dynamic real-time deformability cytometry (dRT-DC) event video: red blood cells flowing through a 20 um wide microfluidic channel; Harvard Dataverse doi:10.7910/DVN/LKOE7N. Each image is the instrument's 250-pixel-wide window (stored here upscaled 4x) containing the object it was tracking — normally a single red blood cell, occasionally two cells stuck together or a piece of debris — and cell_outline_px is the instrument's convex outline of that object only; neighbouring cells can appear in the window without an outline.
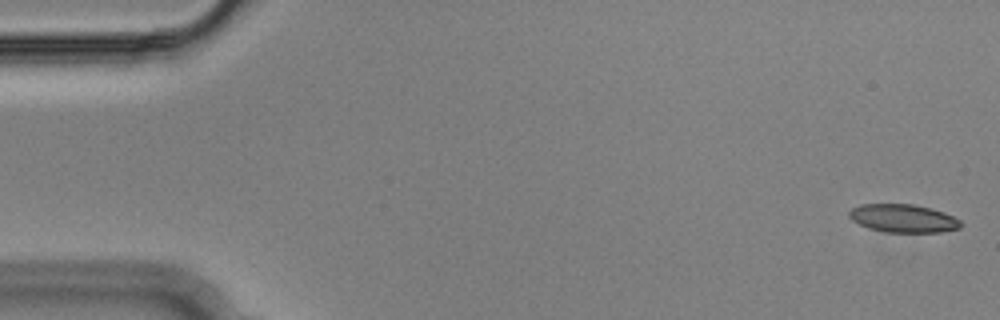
{"species": "Egyptian fruit bat (a non-hibernating species)", "species_latin": "Rousettus aegyptiacus", "temperature_condition": "cold", "stored_images_in_passage": 56, "camera_frame_rate_fps": 3000, "um_per_image_px": 0.085, "animal": {"sex": "male"}, "frame": {"image": 1, "passage_image": 2, "time_ms": 0.333, "image_size_px": [1000, 320], "cell_outline_px": [[960, 228], [940, 232], [884, 232], [868, 228], [852, 220], [848, 216], [848, 212], [852, 208], [860, 204], [916, 204], [932, 208], [944, 212], [960, 220]], "centroid_in_image_um": [76.75, 18.55], "position_along_channel_um": 8.2, "area_um2": 18.38}}
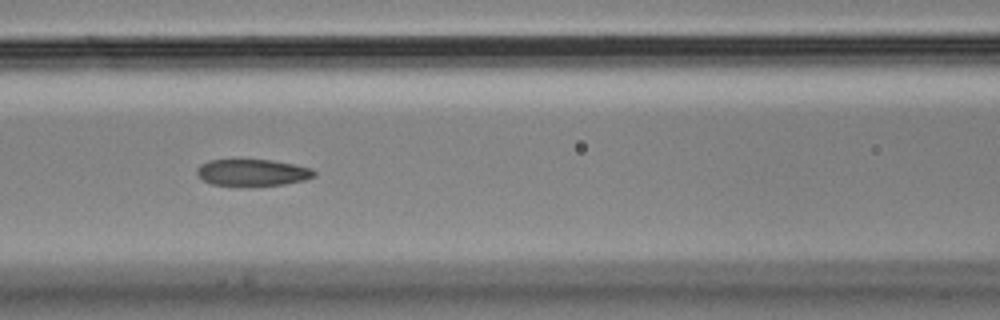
{"frame": {"image": 2, "passage_image": 24, "time_ms": 7.667, "image_size_px": [1000, 320], "cell_outline_px": [[316, 176], [304, 180], [284, 184], [240, 188], [212, 184], [204, 180], [196, 172], [196, 168], [200, 164], [208, 160], [272, 160], [312, 168], [316, 172]], "centroid_in_image_um": [21.44, 14.7], "position_along_channel_um": 145.2, "area_um2": 18.73}}
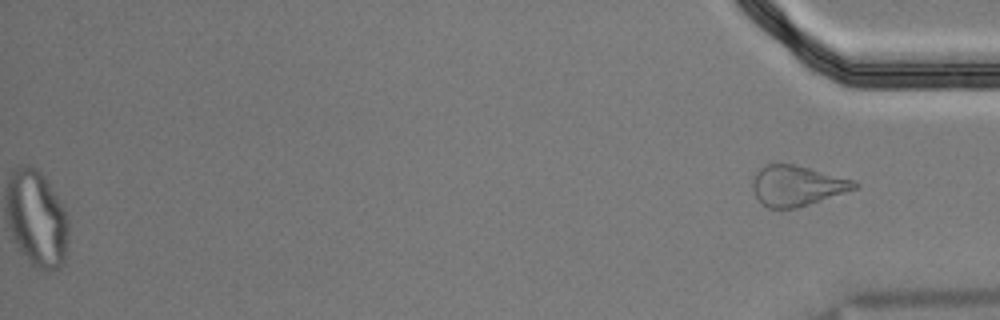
{"frame": {"image": 3, "passage_image": 56, "time_ms": 18.333, "image_size_px": [1000, 320], "cell_outline_px": [[860, 184], [856, 188], [796, 208], [768, 208], [756, 196], [752, 188], [752, 180], [760, 168], [768, 164], [792, 164], [856, 180]], "centroid_in_image_um": [67.74, 15.78], "position_along_channel_um": 367.5, "area_um2": 23.47}, "authors_computed_cell_mechanics": {"area_um2": 19.7098, "velocity_mm_per_s": 3.6432, "shape_relaxation_time_tau1_ms": null, "shape_relaxation_time_tau2_ms": 2.5975, "deformation_change_tau1": null, "deformation_change_tau2": 0.0938}}